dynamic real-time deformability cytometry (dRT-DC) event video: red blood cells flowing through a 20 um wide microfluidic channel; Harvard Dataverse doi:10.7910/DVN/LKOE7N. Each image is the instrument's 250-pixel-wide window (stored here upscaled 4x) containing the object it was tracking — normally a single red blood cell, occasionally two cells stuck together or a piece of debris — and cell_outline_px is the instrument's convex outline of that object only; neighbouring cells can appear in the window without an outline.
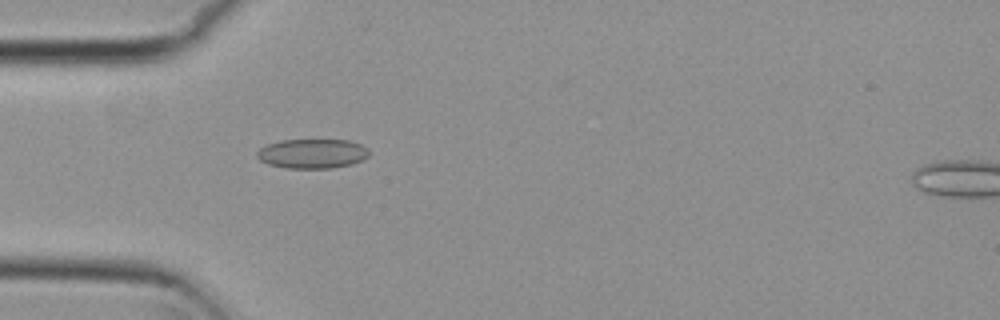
{"species": "common noctule bat (a hibernating species)", "species_latin": "Nyctalus noctula", "temperature_condition": "cold", "stored_images_in_passage": 2, "camera_frame_rate_fps": 3000, "um_per_image_px": 0.085, "animal": {"sex": "female", "body_mass_g": 29.2, "forearm_length_mm": 56.3}, "frame": {"image": 1, "passage_image": 1, "time_ms": 0.0, "image_size_px": [1000, 320], "cell_outline_px": [[368, 156], [352, 164], [332, 168], [284, 168], [268, 164], [260, 160], [256, 156], [256, 152], [260, 148], [268, 144], [280, 140], [348, 140], [360, 144], [368, 148]], "centroid_in_image_um": [26.52, 13.06], "position_along_channel_um": 58.5, "area_um2": 19.25}}